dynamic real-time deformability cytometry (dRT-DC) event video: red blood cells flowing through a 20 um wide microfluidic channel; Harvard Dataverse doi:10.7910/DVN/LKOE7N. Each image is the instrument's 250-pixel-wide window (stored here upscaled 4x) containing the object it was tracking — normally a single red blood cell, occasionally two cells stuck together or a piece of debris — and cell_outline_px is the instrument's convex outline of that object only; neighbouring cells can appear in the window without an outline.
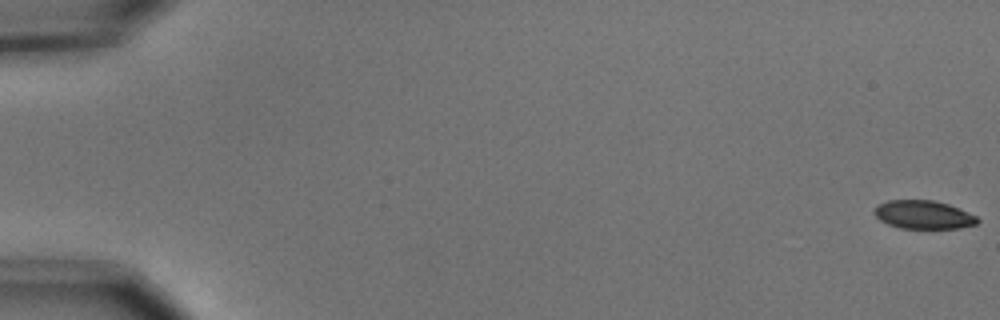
{"species": "common noctule bat (a hibernating species)", "species_latin": "Nyctalus noctula", "temperature_condition": "cold", "stored_images_in_passage": 57, "segment_of_instrument_passage": [1, 2], "camera_frame_rate_fps": 3000, "um_per_image_px": 0.085, "animal": {"sex": "male", "body_mass_g": 15.6}, "frame": {"image": 1, "passage_image": 1, "time_ms": 0.0, "image_size_px": [1000, 320], "cell_outline_px": [[980, 220], [976, 224], [960, 228], [900, 228], [888, 224], [880, 220], [872, 212], [880, 204], [888, 200], [932, 200], [948, 204], [960, 208], [976, 216]], "centroid_in_image_um": [78.51, 18.25], "position_along_channel_um": 6.5, "area_um2": 16.99}}
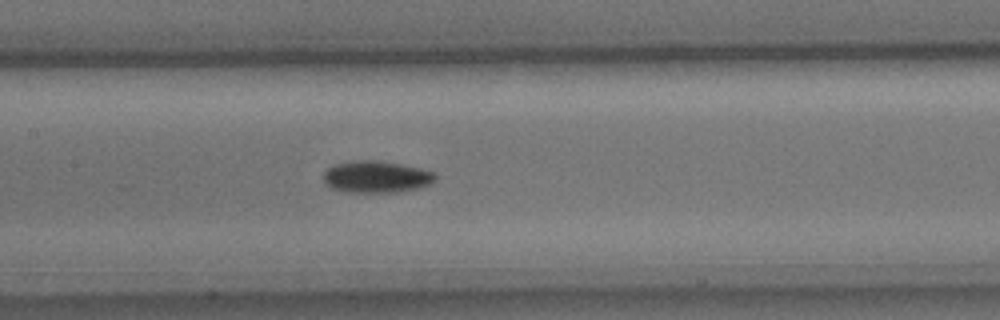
{"frame": {"image": 2, "passage_image": 28, "time_ms": 9.0, "image_size_px": [1000, 320], "cell_outline_px": [[436, 180], [428, 184], [416, 188], [396, 192], [344, 192], [332, 188], [324, 180], [324, 172], [328, 168], [336, 164], [356, 160], [376, 160], [400, 164], [420, 168], [432, 172], [436, 176]], "centroid_in_image_um": [31.97, 15.03], "position_along_channel_um": 175.4, "area_um2": 20.46}}
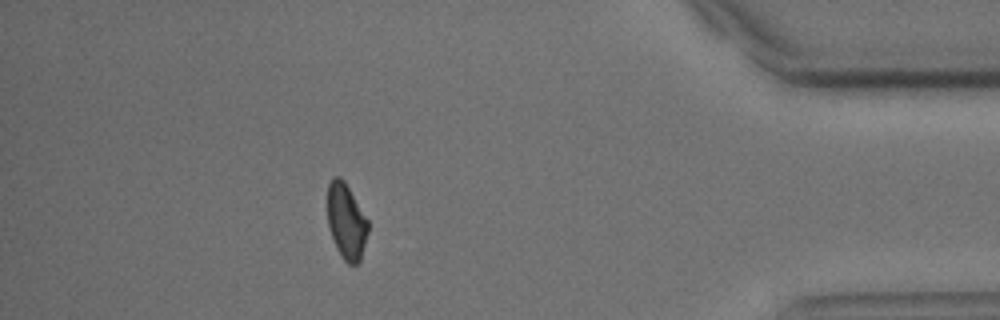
{"frame": {"image": 3, "passage_image": 50, "time_ms": 16.333, "image_size_px": [1000, 320], "cell_outline_px": [[368, 232], [360, 260], [356, 264], [348, 264], [340, 256], [336, 248], [328, 224], [328, 184], [332, 176], [340, 176], [344, 180], [368, 220]], "centroid_in_image_um": [29.43, 18.81], "position_along_channel_um": 405.8, "area_um2": 17.8}}